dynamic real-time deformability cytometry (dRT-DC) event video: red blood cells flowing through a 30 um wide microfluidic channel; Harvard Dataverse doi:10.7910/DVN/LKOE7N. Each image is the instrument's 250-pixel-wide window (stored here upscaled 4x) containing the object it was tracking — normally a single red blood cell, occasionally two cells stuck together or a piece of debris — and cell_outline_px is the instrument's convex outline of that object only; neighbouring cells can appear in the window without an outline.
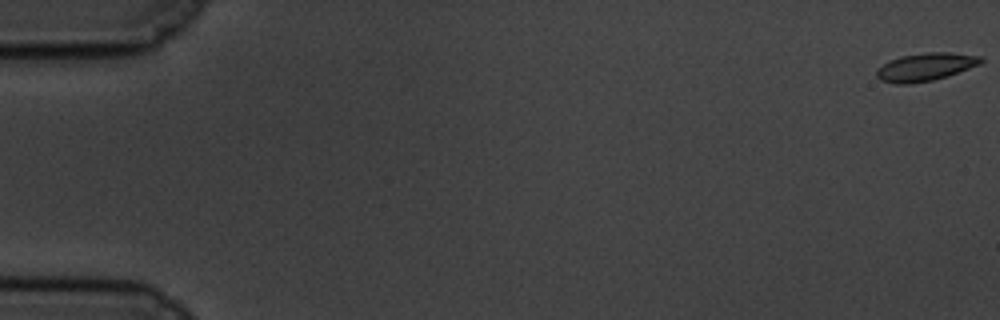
{"species": "common noctule bat (a hibernating species)", "species_latin": "Nyctalus noctula", "temperature_condition": "cold", "stored_images_in_passage": 10, "camera_frame_rate_fps": 3000, "um_per_image_px": 0.085, "animal": {"sex": "male", "body_mass_g": 19.5, "forearm_length_mm": 54.6}, "frame": {"image": 1, "passage_image": 1, "time_ms": 0.0, "image_size_px": [1000, 320], "cell_outline_px": [[984, 60], [980, 64], [932, 80], [908, 84], [896, 84], [880, 80], [876, 76], [876, 72], [884, 64], [900, 56], [928, 52], [948, 52], [980, 56]], "centroid_in_image_um": [78.65, 5.68], "position_along_channel_um": 6.4, "area_um2": 16.53}}